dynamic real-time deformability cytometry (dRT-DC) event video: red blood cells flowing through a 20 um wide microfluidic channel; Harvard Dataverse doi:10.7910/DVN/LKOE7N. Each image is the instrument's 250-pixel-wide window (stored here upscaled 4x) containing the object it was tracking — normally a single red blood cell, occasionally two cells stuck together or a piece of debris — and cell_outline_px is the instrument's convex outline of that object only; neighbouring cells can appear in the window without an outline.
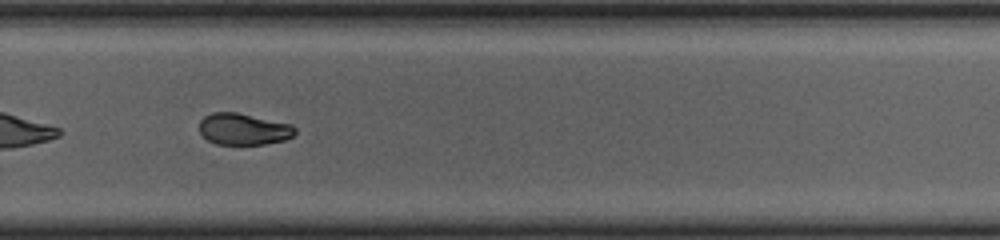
{"species": "common noctule bat (a hibernating species)", "species_latin": "Nyctalus noctula", "temperature_condition": "cold", "stored_images_in_passage": 43, "camera_frame_rate_fps": 3000, "um_per_image_px": 0.085, "animal": {"sex": "female", "body_mass_g": 23.0, "forearm_length_mm": 53.4}, "frame": {"image": 1, "passage_image": 25, "time_ms": 8.0, "image_size_px": [1000, 240], "cell_outline_px": [[296, 132], [292, 136], [284, 140], [264, 144], [216, 144], [208, 140], [200, 132], [200, 120], [204, 116], [212, 112], [236, 112], [292, 124], [296, 128]], "centroid_in_image_um": [20.7, 10.97], "position_along_channel_um": 309.1, "area_um2": 17.57}}
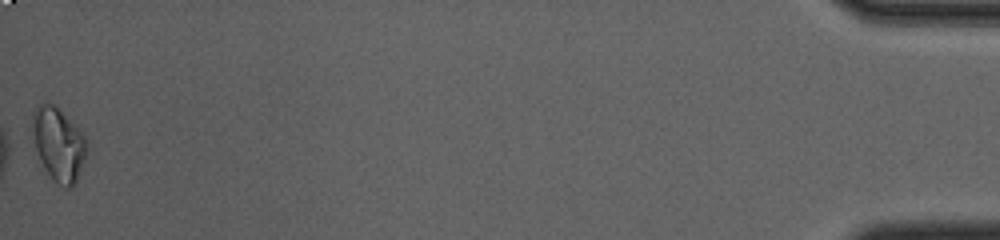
{"frame": {"image": 2, "passage_image": 43, "time_ms": 14.0, "image_size_px": [1000, 240], "cell_outline_px": [[84, 160], [76, 180], [72, 188], [64, 188], [48, 172], [40, 160], [28, 136], [32, 112], [40, 104], [56, 104], [76, 124], [84, 136]], "centroid_in_image_um": [4.88, 12.18], "position_along_channel_um": 430.3, "area_um2": 23.41}, "authors_computed_cell_mechanics": {"area_um2": 18.8428, "velocity_mm_per_s": 3.6962, "shape_relaxation_time_tau1_ms": 4.3327, "shape_relaxation_time_tau2_ms": 3.6769, "deformation_change_tau1": 0.1628, "deformation_change_tau2": 0.0762}}